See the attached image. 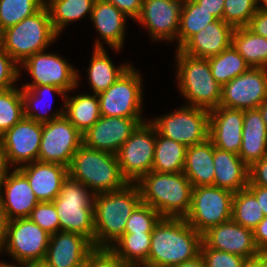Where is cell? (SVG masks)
Wrapping results in <instances>:
<instances>
[{"instance_id":"52","label":"cell","mask_w":267,"mask_h":267,"mask_svg":"<svg viewBox=\"0 0 267 267\" xmlns=\"http://www.w3.org/2000/svg\"><path fill=\"white\" fill-rule=\"evenodd\" d=\"M256 198L264 216H267V187L247 185L246 187Z\"/></svg>"},{"instance_id":"61","label":"cell","mask_w":267,"mask_h":267,"mask_svg":"<svg viewBox=\"0 0 267 267\" xmlns=\"http://www.w3.org/2000/svg\"><path fill=\"white\" fill-rule=\"evenodd\" d=\"M178 2H180L181 4H185L187 2H193L195 0H177Z\"/></svg>"},{"instance_id":"3","label":"cell","mask_w":267,"mask_h":267,"mask_svg":"<svg viewBox=\"0 0 267 267\" xmlns=\"http://www.w3.org/2000/svg\"><path fill=\"white\" fill-rule=\"evenodd\" d=\"M142 202L138 186L128 183L123 189L94 196V248H109L123 234L126 222Z\"/></svg>"},{"instance_id":"51","label":"cell","mask_w":267,"mask_h":267,"mask_svg":"<svg viewBox=\"0 0 267 267\" xmlns=\"http://www.w3.org/2000/svg\"><path fill=\"white\" fill-rule=\"evenodd\" d=\"M225 0H195L203 9L210 12L217 20H223Z\"/></svg>"},{"instance_id":"9","label":"cell","mask_w":267,"mask_h":267,"mask_svg":"<svg viewBox=\"0 0 267 267\" xmlns=\"http://www.w3.org/2000/svg\"><path fill=\"white\" fill-rule=\"evenodd\" d=\"M234 193L214 185L193 187L186 222L203 234L209 228L232 219Z\"/></svg>"},{"instance_id":"30","label":"cell","mask_w":267,"mask_h":267,"mask_svg":"<svg viewBox=\"0 0 267 267\" xmlns=\"http://www.w3.org/2000/svg\"><path fill=\"white\" fill-rule=\"evenodd\" d=\"M66 94L64 116L82 133L89 130L101 117L98 95Z\"/></svg>"},{"instance_id":"23","label":"cell","mask_w":267,"mask_h":267,"mask_svg":"<svg viewBox=\"0 0 267 267\" xmlns=\"http://www.w3.org/2000/svg\"><path fill=\"white\" fill-rule=\"evenodd\" d=\"M127 18L112 3L105 0H95L90 20L101 38H96L93 48H104L105 46L101 43L103 40L109 48L119 51L124 46Z\"/></svg>"},{"instance_id":"16","label":"cell","mask_w":267,"mask_h":267,"mask_svg":"<svg viewBox=\"0 0 267 267\" xmlns=\"http://www.w3.org/2000/svg\"><path fill=\"white\" fill-rule=\"evenodd\" d=\"M42 138V123L23 117L0 136L10 166L19 168L38 161Z\"/></svg>"},{"instance_id":"34","label":"cell","mask_w":267,"mask_h":267,"mask_svg":"<svg viewBox=\"0 0 267 267\" xmlns=\"http://www.w3.org/2000/svg\"><path fill=\"white\" fill-rule=\"evenodd\" d=\"M95 0H45L55 32L61 31L71 22L88 15L91 17Z\"/></svg>"},{"instance_id":"60","label":"cell","mask_w":267,"mask_h":267,"mask_svg":"<svg viewBox=\"0 0 267 267\" xmlns=\"http://www.w3.org/2000/svg\"><path fill=\"white\" fill-rule=\"evenodd\" d=\"M255 4L258 9H267V0H255Z\"/></svg>"},{"instance_id":"7","label":"cell","mask_w":267,"mask_h":267,"mask_svg":"<svg viewBox=\"0 0 267 267\" xmlns=\"http://www.w3.org/2000/svg\"><path fill=\"white\" fill-rule=\"evenodd\" d=\"M94 196L81 182L69 176L52 201L60 222V231L75 232L88 238L94 246Z\"/></svg>"},{"instance_id":"8","label":"cell","mask_w":267,"mask_h":267,"mask_svg":"<svg viewBox=\"0 0 267 267\" xmlns=\"http://www.w3.org/2000/svg\"><path fill=\"white\" fill-rule=\"evenodd\" d=\"M180 109L149 121L161 136L190 147L209 138L210 111L181 105Z\"/></svg>"},{"instance_id":"49","label":"cell","mask_w":267,"mask_h":267,"mask_svg":"<svg viewBox=\"0 0 267 267\" xmlns=\"http://www.w3.org/2000/svg\"><path fill=\"white\" fill-rule=\"evenodd\" d=\"M247 27L255 34L267 38V9H258Z\"/></svg>"},{"instance_id":"45","label":"cell","mask_w":267,"mask_h":267,"mask_svg":"<svg viewBox=\"0 0 267 267\" xmlns=\"http://www.w3.org/2000/svg\"><path fill=\"white\" fill-rule=\"evenodd\" d=\"M20 75L19 64L0 46V91L14 87Z\"/></svg>"},{"instance_id":"46","label":"cell","mask_w":267,"mask_h":267,"mask_svg":"<svg viewBox=\"0 0 267 267\" xmlns=\"http://www.w3.org/2000/svg\"><path fill=\"white\" fill-rule=\"evenodd\" d=\"M84 267H128L109 248H94Z\"/></svg>"},{"instance_id":"56","label":"cell","mask_w":267,"mask_h":267,"mask_svg":"<svg viewBox=\"0 0 267 267\" xmlns=\"http://www.w3.org/2000/svg\"><path fill=\"white\" fill-rule=\"evenodd\" d=\"M245 267H267V255H262L255 260H249Z\"/></svg>"},{"instance_id":"38","label":"cell","mask_w":267,"mask_h":267,"mask_svg":"<svg viewBox=\"0 0 267 267\" xmlns=\"http://www.w3.org/2000/svg\"><path fill=\"white\" fill-rule=\"evenodd\" d=\"M264 217L258 201L247 188L234 193L232 219L236 223L254 230Z\"/></svg>"},{"instance_id":"12","label":"cell","mask_w":267,"mask_h":267,"mask_svg":"<svg viewBox=\"0 0 267 267\" xmlns=\"http://www.w3.org/2000/svg\"><path fill=\"white\" fill-rule=\"evenodd\" d=\"M49 239L50 234L29 218L9 220L0 255L6 251L16 263L44 261Z\"/></svg>"},{"instance_id":"26","label":"cell","mask_w":267,"mask_h":267,"mask_svg":"<svg viewBox=\"0 0 267 267\" xmlns=\"http://www.w3.org/2000/svg\"><path fill=\"white\" fill-rule=\"evenodd\" d=\"M240 158L250 167L267 155V127L259 109L244 110Z\"/></svg>"},{"instance_id":"22","label":"cell","mask_w":267,"mask_h":267,"mask_svg":"<svg viewBox=\"0 0 267 267\" xmlns=\"http://www.w3.org/2000/svg\"><path fill=\"white\" fill-rule=\"evenodd\" d=\"M38 203L27 178L17 168L11 170L0 187V205L7 220L28 218Z\"/></svg>"},{"instance_id":"57","label":"cell","mask_w":267,"mask_h":267,"mask_svg":"<svg viewBox=\"0 0 267 267\" xmlns=\"http://www.w3.org/2000/svg\"><path fill=\"white\" fill-rule=\"evenodd\" d=\"M258 109L261 112L263 122L267 127V98L261 103Z\"/></svg>"},{"instance_id":"44","label":"cell","mask_w":267,"mask_h":267,"mask_svg":"<svg viewBox=\"0 0 267 267\" xmlns=\"http://www.w3.org/2000/svg\"><path fill=\"white\" fill-rule=\"evenodd\" d=\"M206 267H245L248 260L229 252L207 248L203 243L200 248Z\"/></svg>"},{"instance_id":"50","label":"cell","mask_w":267,"mask_h":267,"mask_svg":"<svg viewBox=\"0 0 267 267\" xmlns=\"http://www.w3.org/2000/svg\"><path fill=\"white\" fill-rule=\"evenodd\" d=\"M254 242L262 255H267V216L253 230Z\"/></svg>"},{"instance_id":"55","label":"cell","mask_w":267,"mask_h":267,"mask_svg":"<svg viewBox=\"0 0 267 267\" xmlns=\"http://www.w3.org/2000/svg\"><path fill=\"white\" fill-rule=\"evenodd\" d=\"M175 267H206L203 257L201 255L197 256L196 258L186 261L180 265Z\"/></svg>"},{"instance_id":"43","label":"cell","mask_w":267,"mask_h":267,"mask_svg":"<svg viewBox=\"0 0 267 267\" xmlns=\"http://www.w3.org/2000/svg\"><path fill=\"white\" fill-rule=\"evenodd\" d=\"M50 235L60 231V222L53 202H39L28 217Z\"/></svg>"},{"instance_id":"5","label":"cell","mask_w":267,"mask_h":267,"mask_svg":"<svg viewBox=\"0 0 267 267\" xmlns=\"http://www.w3.org/2000/svg\"><path fill=\"white\" fill-rule=\"evenodd\" d=\"M176 78L188 106L212 110L219 107L222 86L212 75L208 59L196 58L176 49Z\"/></svg>"},{"instance_id":"40","label":"cell","mask_w":267,"mask_h":267,"mask_svg":"<svg viewBox=\"0 0 267 267\" xmlns=\"http://www.w3.org/2000/svg\"><path fill=\"white\" fill-rule=\"evenodd\" d=\"M24 117L22 89L14 86L0 91V136Z\"/></svg>"},{"instance_id":"6","label":"cell","mask_w":267,"mask_h":267,"mask_svg":"<svg viewBox=\"0 0 267 267\" xmlns=\"http://www.w3.org/2000/svg\"><path fill=\"white\" fill-rule=\"evenodd\" d=\"M58 36L44 5L34 15L3 30L0 46L20 65L29 56L48 49Z\"/></svg>"},{"instance_id":"15","label":"cell","mask_w":267,"mask_h":267,"mask_svg":"<svg viewBox=\"0 0 267 267\" xmlns=\"http://www.w3.org/2000/svg\"><path fill=\"white\" fill-rule=\"evenodd\" d=\"M267 98V68H250L224 84L219 106L239 110L258 109Z\"/></svg>"},{"instance_id":"17","label":"cell","mask_w":267,"mask_h":267,"mask_svg":"<svg viewBox=\"0 0 267 267\" xmlns=\"http://www.w3.org/2000/svg\"><path fill=\"white\" fill-rule=\"evenodd\" d=\"M202 243L207 248L236 254L248 261L262 256L255 245L253 230L233 219L209 228L202 234Z\"/></svg>"},{"instance_id":"14","label":"cell","mask_w":267,"mask_h":267,"mask_svg":"<svg viewBox=\"0 0 267 267\" xmlns=\"http://www.w3.org/2000/svg\"><path fill=\"white\" fill-rule=\"evenodd\" d=\"M83 134L64 116L42 123L38 161L70 166L83 144Z\"/></svg>"},{"instance_id":"25","label":"cell","mask_w":267,"mask_h":267,"mask_svg":"<svg viewBox=\"0 0 267 267\" xmlns=\"http://www.w3.org/2000/svg\"><path fill=\"white\" fill-rule=\"evenodd\" d=\"M234 30L233 26L216 19L191 36L179 50L192 57L208 59L232 45Z\"/></svg>"},{"instance_id":"33","label":"cell","mask_w":267,"mask_h":267,"mask_svg":"<svg viewBox=\"0 0 267 267\" xmlns=\"http://www.w3.org/2000/svg\"><path fill=\"white\" fill-rule=\"evenodd\" d=\"M232 45L251 68H267V38L247 26L235 28Z\"/></svg>"},{"instance_id":"27","label":"cell","mask_w":267,"mask_h":267,"mask_svg":"<svg viewBox=\"0 0 267 267\" xmlns=\"http://www.w3.org/2000/svg\"><path fill=\"white\" fill-rule=\"evenodd\" d=\"M213 185L236 193L245 189L249 182V167L239 155L214 147Z\"/></svg>"},{"instance_id":"13","label":"cell","mask_w":267,"mask_h":267,"mask_svg":"<svg viewBox=\"0 0 267 267\" xmlns=\"http://www.w3.org/2000/svg\"><path fill=\"white\" fill-rule=\"evenodd\" d=\"M21 69L28 71V75L33 79L22 86L53 85L70 93L79 85L78 70L57 53H35L19 65V73L22 72Z\"/></svg>"},{"instance_id":"32","label":"cell","mask_w":267,"mask_h":267,"mask_svg":"<svg viewBox=\"0 0 267 267\" xmlns=\"http://www.w3.org/2000/svg\"><path fill=\"white\" fill-rule=\"evenodd\" d=\"M21 89L23 98L24 117L33 120L35 122L46 123L64 115V105L62 106L61 110L59 109L57 110V112L53 111L52 114L50 113L47 114L48 111L45 110L46 111L45 112L41 110L44 109V107H41V105L43 104L42 97L45 99V97L53 93H56L58 95H62L63 97L62 99L65 100L67 93L64 90L53 85L22 86ZM39 105L41 108L39 107ZM40 110L42 111V113Z\"/></svg>"},{"instance_id":"31","label":"cell","mask_w":267,"mask_h":267,"mask_svg":"<svg viewBox=\"0 0 267 267\" xmlns=\"http://www.w3.org/2000/svg\"><path fill=\"white\" fill-rule=\"evenodd\" d=\"M152 233H124L109 249L128 267H144L148 262Z\"/></svg>"},{"instance_id":"20","label":"cell","mask_w":267,"mask_h":267,"mask_svg":"<svg viewBox=\"0 0 267 267\" xmlns=\"http://www.w3.org/2000/svg\"><path fill=\"white\" fill-rule=\"evenodd\" d=\"M93 243L75 232L58 231L50 235L44 262L49 267H84Z\"/></svg>"},{"instance_id":"53","label":"cell","mask_w":267,"mask_h":267,"mask_svg":"<svg viewBox=\"0 0 267 267\" xmlns=\"http://www.w3.org/2000/svg\"><path fill=\"white\" fill-rule=\"evenodd\" d=\"M12 168L7 160L6 153L0 141V187L2 182L6 179L7 175L10 172V168Z\"/></svg>"},{"instance_id":"35","label":"cell","mask_w":267,"mask_h":267,"mask_svg":"<svg viewBox=\"0 0 267 267\" xmlns=\"http://www.w3.org/2000/svg\"><path fill=\"white\" fill-rule=\"evenodd\" d=\"M187 147L156 132L152 171L159 173L183 172Z\"/></svg>"},{"instance_id":"11","label":"cell","mask_w":267,"mask_h":267,"mask_svg":"<svg viewBox=\"0 0 267 267\" xmlns=\"http://www.w3.org/2000/svg\"><path fill=\"white\" fill-rule=\"evenodd\" d=\"M156 132L150 121L140 123L116 154L120 171L128 183H136L152 171Z\"/></svg>"},{"instance_id":"19","label":"cell","mask_w":267,"mask_h":267,"mask_svg":"<svg viewBox=\"0 0 267 267\" xmlns=\"http://www.w3.org/2000/svg\"><path fill=\"white\" fill-rule=\"evenodd\" d=\"M143 118L101 116L83 134V145L87 148L117 154L120 147L132 135Z\"/></svg>"},{"instance_id":"24","label":"cell","mask_w":267,"mask_h":267,"mask_svg":"<svg viewBox=\"0 0 267 267\" xmlns=\"http://www.w3.org/2000/svg\"><path fill=\"white\" fill-rule=\"evenodd\" d=\"M28 180L39 202H52L68 178V168L55 163L34 161L17 168Z\"/></svg>"},{"instance_id":"37","label":"cell","mask_w":267,"mask_h":267,"mask_svg":"<svg viewBox=\"0 0 267 267\" xmlns=\"http://www.w3.org/2000/svg\"><path fill=\"white\" fill-rule=\"evenodd\" d=\"M216 18L203 9L195 1L182 4L180 13V25L177 34L179 49L191 36L200 32L204 27L212 23Z\"/></svg>"},{"instance_id":"59","label":"cell","mask_w":267,"mask_h":267,"mask_svg":"<svg viewBox=\"0 0 267 267\" xmlns=\"http://www.w3.org/2000/svg\"><path fill=\"white\" fill-rule=\"evenodd\" d=\"M0 267H25V263L17 262V264H7L6 262H0Z\"/></svg>"},{"instance_id":"48","label":"cell","mask_w":267,"mask_h":267,"mask_svg":"<svg viewBox=\"0 0 267 267\" xmlns=\"http://www.w3.org/2000/svg\"><path fill=\"white\" fill-rule=\"evenodd\" d=\"M115 5L128 19L134 21L140 16L143 0H105Z\"/></svg>"},{"instance_id":"41","label":"cell","mask_w":267,"mask_h":267,"mask_svg":"<svg viewBox=\"0 0 267 267\" xmlns=\"http://www.w3.org/2000/svg\"><path fill=\"white\" fill-rule=\"evenodd\" d=\"M257 10L255 0H225L223 21L234 28L246 27Z\"/></svg>"},{"instance_id":"21","label":"cell","mask_w":267,"mask_h":267,"mask_svg":"<svg viewBox=\"0 0 267 267\" xmlns=\"http://www.w3.org/2000/svg\"><path fill=\"white\" fill-rule=\"evenodd\" d=\"M244 110L219 106L210 110L209 139L214 147L239 154L242 145Z\"/></svg>"},{"instance_id":"36","label":"cell","mask_w":267,"mask_h":267,"mask_svg":"<svg viewBox=\"0 0 267 267\" xmlns=\"http://www.w3.org/2000/svg\"><path fill=\"white\" fill-rule=\"evenodd\" d=\"M208 61L213 77L221 86L251 68L233 45L220 54L208 58Z\"/></svg>"},{"instance_id":"10","label":"cell","mask_w":267,"mask_h":267,"mask_svg":"<svg viewBox=\"0 0 267 267\" xmlns=\"http://www.w3.org/2000/svg\"><path fill=\"white\" fill-rule=\"evenodd\" d=\"M142 79L131 65L108 89L99 93L101 116L143 118Z\"/></svg>"},{"instance_id":"58","label":"cell","mask_w":267,"mask_h":267,"mask_svg":"<svg viewBox=\"0 0 267 267\" xmlns=\"http://www.w3.org/2000/svg\"><path fill=\"white\" fill-rule=\"evenodd\" d=\"M25 267H49L44 261L28 262L25 263Z\"/></svg>"},{"instance_id":"54","label":"cell","mask_w":267,"mask_h":267,"mask_svg":"<svg viewBox=\"0 0 267 267\" xmlns=\"http://www.w3.org/2000/svg\"><path fill=\"white\" fill-rule=\"evenodd\" d=\"M7 222L8 220L6 218L5 211L0 205V249L3 246L6 237Z\"/></svg>"},{"instance_id":"29","label":"cell","mask_w":267,"mask_h":267,"mask_svg":"<svg viewBox=\"0 0 267 267\" xmlns=\"http://www.w3.org/2000/svg\"><path fill=\"white\" fill-rule=\"evenodd\" d=\"M88 66L87 80L92 93H99L108 89L132 64L124 63L117 67L109 58L105 48H94Z\"/></svg>"},{"instance_id":"39","label":"cell","mask_w":267,"mask_h":267,"mask_svg":"<svg viewBox=\"0 0 267 267\" xmlns=\"http://www.w3.org/2000/svg\"><path fill=\"white\" fill-rule=\"evenodd\" d=\"M45 0H0V32L34 15Z\"/></svg>"},{"instance_id":"42","label":"cell","mask_w":267,"mask_h":267,"mask_svg":"<svg viewBox=\"0 0 267 267\" xmlns=\"http://www.w3.org/2000/svg\"><path fill=\"white\" fill-rule=\"evenodd\" d=\"M161 218L158 211L141 202L129 216L124 233H152Z\"/></svg>"},{"instance_id":"2","label":"cell","mask_w":267,"mask_h":267,"mask_svg":"<svg viewBox=\"0 0 267 267\" xmlns=\"http://www.w3.org/2000/svg\"><path fill=\"white\" fill-rule=\"evenodd\" d=\"M135 184L142 203L158 211L162 218H185L189 212L193 186L183 172L150 171Z\"/></svg>"},{"instance_id":"4","label":"cell","mask_w":267,"mask_h":267,"mask_svg":"<svg viewBox=\"0 0 267 267\" xmlns=\"http://www.w3.org/2000/svg\"><path fill=\"white\" fill-rule=\"evenodd\" d=\"M68 174L95 195L121 190L128 184L120 171L116 154L87 148L83 144L73 155Z\"/></svg>"},{"instance_id":"47","label":"cell","mask_w":267,"mask_h":267,"mask_svg":"<svg viewBox=\"0 0 267 267\" xmlns=\"http://www.w3.org/2000/svg\"><path fill=\"white\" fill-rule=\"evenodd\" d=\"M248 185L267 187V155L249 167Z\"/></svg>"},{"instance_id":"18","label":"cell","mask_w":267,"mask_h":267,"mask_svg":"<svg viewBox=\"0 0 267 267\" xmlns=\"http://www.w3.org/2000/svg\"><path fill=\"white\" fill-rule=\"evenodd\" d=\"M181 8L182 4L177 0H143L136 21L148 30L152 41L174 42L179 31Z\"/></svg>"},{"instance_id":"28","label":"cell","mask_w":267,"mask_h":267,"mask_svg":"<svg viewBox=\"0 0 267 267\" xmlns=\"http://www.w3.org/2000/svg\"><path fill=\"white\" fill-rule=\"evenodd\" d=\"M214 145L208 138L205 142L187 147L183 173L193 187L213 185Z\"/></svg>"},{"instance_id":"1","label":"cell","mask_w":267,"mask_h":267,"mask_svg":"<svg viewBox=\"0 0 267 267\" xmlns=\"http://www.w3.org/2000/svg\"><path fill=\"white\" fill-rule=\"evenodd\" d=\"M202 234L184 218H161L151 234L144 267H175L200 255Z\"/></svg>"}]
</instances>
